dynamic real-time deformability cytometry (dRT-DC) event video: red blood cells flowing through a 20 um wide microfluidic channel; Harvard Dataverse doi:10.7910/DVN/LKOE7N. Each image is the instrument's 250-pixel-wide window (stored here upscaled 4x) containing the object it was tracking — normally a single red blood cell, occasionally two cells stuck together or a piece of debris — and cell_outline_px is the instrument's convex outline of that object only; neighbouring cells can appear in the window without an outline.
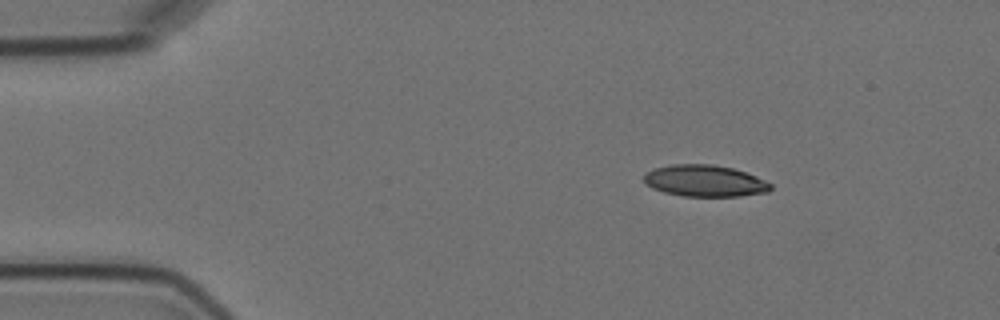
{"species": "Egyptian fruit bat (a non-hibernating species)", "species_latin": "Rousettus aegyptiacus", "temperature_condition": "cold", "stored_images_in_passage": 3, "camera_frame_rate_fps": 3000, "um_per_image_px": 0.085, "animal": {"sex": "female"}, "frame": {"image": 1, "passage_image": 1, "time_ms": 0.0, "image_size_px": [1000, 320], "cell_outline_px": [[772, 188], [768, 192], [740, 196], [684, 196], [664, 192], [652, 188], [644, 180], [644, 176], [648, 172], [656, 168], [672, 164], [712, 164], [732, 168], [756, 176], [772, 184]], "centroid_in_image_um": [59.94, 15.37], "position_along_channel_um": 25.1, "area_um2": 23.12}}
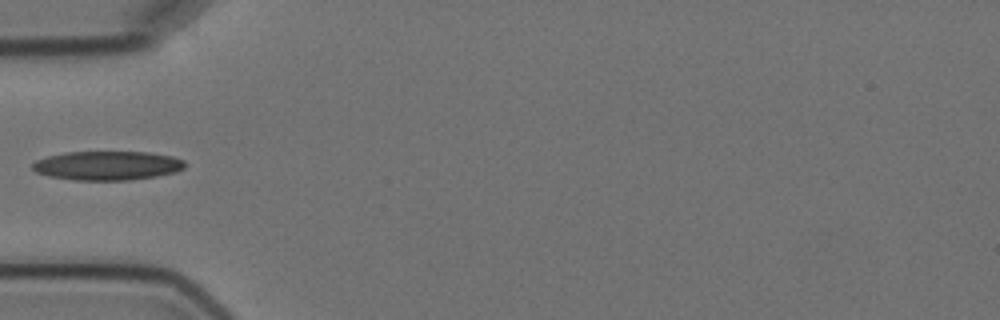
{"frame": {"image": 2, "passage_image": 3, "time_ms": 3.333, "image_size_px": [1000, 320], "cell_outline_px": [[184, 168], [176, 172], [156, 176], [128, 180], [72, 180], [48, 176], [36, 172], [32, 168], [32, 164], [36, 160], [48, 156], [64, 152], [148, 152], [172, 156], [184, 160]], "centroid_in_image_um": [9.11, 14.07], "position_along_channel_um": 75.9, "area_um2": 25.84}}